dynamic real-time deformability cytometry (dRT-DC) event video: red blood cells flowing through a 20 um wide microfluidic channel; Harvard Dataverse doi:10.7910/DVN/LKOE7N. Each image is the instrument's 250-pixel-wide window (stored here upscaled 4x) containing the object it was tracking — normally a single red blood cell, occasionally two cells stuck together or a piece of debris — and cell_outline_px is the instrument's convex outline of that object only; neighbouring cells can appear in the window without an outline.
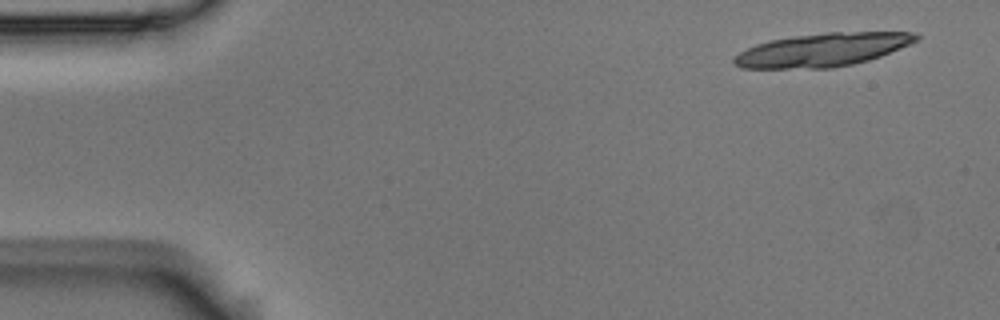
{"species": "Egyptian fruit bat (a non-hibernating species)", "species_latin": "Rousettus aegyptiacus", "temperature_condition": "room temperature", "stored_images_in_passage": 5, "camera_frame_rate_fps": 3000, "um_per_image_px": 0.085, "animal": {"sex": "male"}, "frame": {"image": 1, "passage_image": 1, "time_ms": 0.0, "image_size_px": [1000, 320], "cell_outline_px": [[920, 40], [880, 56], [868, 60], [852, 64], [832, 68], [740, 68], [732, 60], [740, 52], [756, 44], [768, 40], [796, 36], [828, 32], [916, 32], [920, 36]], "centroid_in_image_um": [69.95, 4.23], "position_along_channel_um": 15.1, "area_um2": 35.2}}